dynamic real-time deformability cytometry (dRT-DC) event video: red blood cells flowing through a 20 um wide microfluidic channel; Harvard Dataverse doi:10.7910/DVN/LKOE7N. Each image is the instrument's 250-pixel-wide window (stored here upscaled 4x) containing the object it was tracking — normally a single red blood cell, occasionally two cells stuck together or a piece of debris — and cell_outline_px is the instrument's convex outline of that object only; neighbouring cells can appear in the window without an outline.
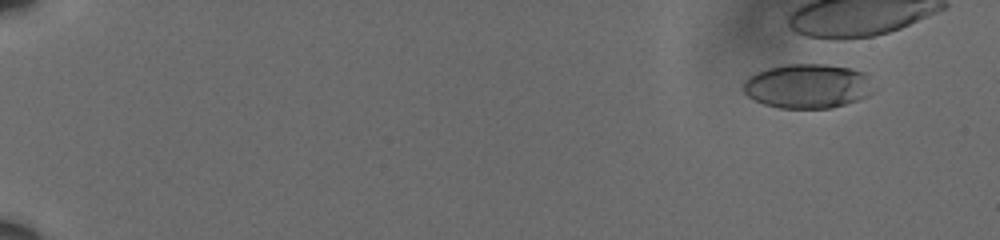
{"species": "human", "species_latin": "Homo sapiens", "temperature_condition": "cold", "stored_images_in_passage": 13, "camera_frame_rate_fps": 3000, "um_per_image_px": 0.085, "donor": {"sex": "male"}, "frame": {"image": 1, "passage_image": 6, "time_ms": 1.667, "image_size_px": [1000, 240], "cell_outline_px": [[868, 96], [860, 100], [832, 108], [780, 108], [764, 104], [748, 96], [744, 92], [744, 80], [748, 76], [756, 72], [768, 68], [784, 64], [824, 64], [852, 68], [864, 72], [868, 92]], "centroid_in_image_um": [68.57, 7.32], "position_along_channel_um": 16.4, "area_um2": 33.29}}